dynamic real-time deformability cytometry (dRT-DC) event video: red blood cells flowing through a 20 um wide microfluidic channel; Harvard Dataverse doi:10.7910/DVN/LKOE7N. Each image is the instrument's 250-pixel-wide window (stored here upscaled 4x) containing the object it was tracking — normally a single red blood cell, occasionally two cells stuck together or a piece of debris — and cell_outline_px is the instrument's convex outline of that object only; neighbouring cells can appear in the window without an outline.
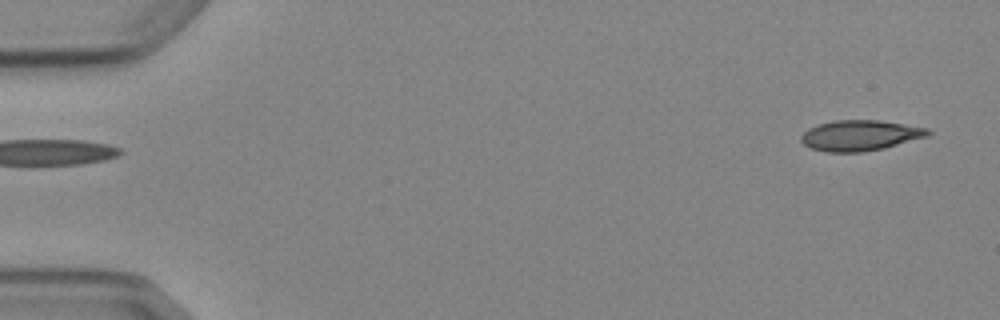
{"species": "Egyptian fruit bat (a non-hibernating species)", "species_latin": "Rousettus aegyptiacus", "temperature_condition": "cold", "stored_images_in_passage": 4, "segment_of_instrument_passage": [2, 2], "camera_frame_rate_fps": 3000, "um_per_image_px": 0.085, "animal": {"sex": "female"}, "frame": {"image": 1, "passage_image": 4, "time_ms": 3.667, "image_size_px": [1000, 320], "cell_outline_px": [[932, 132], [928, 136], [884, 148], [860, 152], [828, 152], [812, 148], [804, 144], [800, 140], [800, 136], [808, 128], [820, 124], [836, 120], [880, 120], [928, 128]], "centroid_in_image_um": [73.12, 11.51], "position_along_channel_um": 11.9, "area_um2": 22.48}}